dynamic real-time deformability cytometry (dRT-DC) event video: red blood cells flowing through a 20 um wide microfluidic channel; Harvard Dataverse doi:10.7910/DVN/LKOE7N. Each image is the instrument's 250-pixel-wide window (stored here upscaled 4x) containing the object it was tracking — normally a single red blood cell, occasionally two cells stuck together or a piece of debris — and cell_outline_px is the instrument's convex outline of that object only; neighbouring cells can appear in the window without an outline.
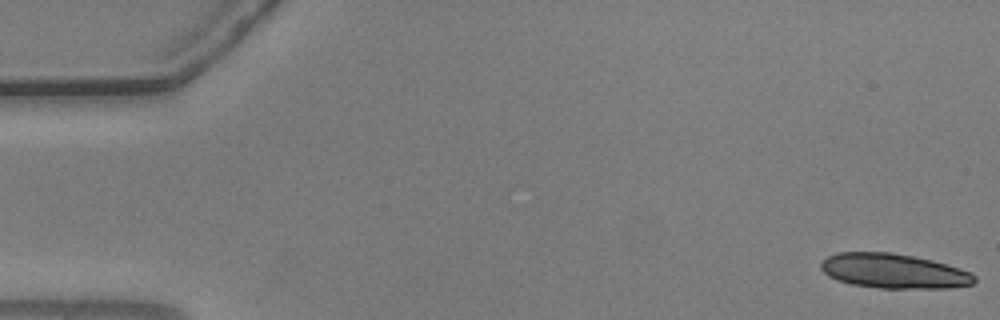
{"species": "common noctule bat (a hibernating species)", "species_latin": "Nyctalus noctula", "temperature_condition": "warm", "stored_images_in_passage": 11, "camera_frame_rate_fps": 3000, "um_per_image_px": 0.085, "animal": {"sex": "male", "body_mass_g": 20.5, "forearm_length_mm": 52.5}, "frame": {"image": 1, "passage_image": 1, "time_ms": 0.0, "image_size_px": [1000, 320], "cell_outline_px": [[976, 280], [972, 284], [948, 288], [880, 288], [852, 284], [836, 280], [828, 276], [820, 268], [820, 264], [828, 256], [836, 252], [892, 252], [932, 260], [960, 268], [976, 276]], "centroid_in_image_um": [75.94, 23.03], "position_along_channel_um": 9.1, "area_um2": 30.98}}